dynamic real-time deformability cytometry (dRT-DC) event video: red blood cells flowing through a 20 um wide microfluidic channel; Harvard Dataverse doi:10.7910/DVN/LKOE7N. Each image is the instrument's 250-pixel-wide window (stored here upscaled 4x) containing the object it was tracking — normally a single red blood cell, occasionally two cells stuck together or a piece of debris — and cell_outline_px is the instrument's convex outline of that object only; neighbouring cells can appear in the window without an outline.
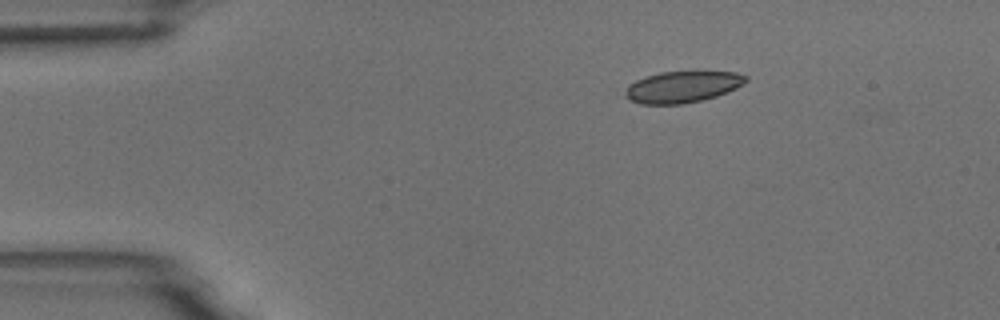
{"species": "common noctule bat (a hibernating species)", "species_latin": "Nyctalus noctula", "temperature_condition": "room temperature", "stored_images_in_passage": 4, "camera_frame_rate_fps": 3000, "um_per_image_px": 0.085, "animal": {"sex": "male", "body_mass_g": 18.8}, "frame": {"image": 1, "passage_image": 2, "time_ms": 1.333, "image_size_px": [1000, 320], "cell_outline_px": [[748, 80], [744, 84], [728, 92], [716, 96], [684, 104], [640, 104], [624, 96], [628, 84], [636, 80], [660, 72], [736, 72], [748, 76]], "centroid_in_image_um": [58.03, 7.39], "position_along_channel_um": 27.0, "area_um2": 21.96}}